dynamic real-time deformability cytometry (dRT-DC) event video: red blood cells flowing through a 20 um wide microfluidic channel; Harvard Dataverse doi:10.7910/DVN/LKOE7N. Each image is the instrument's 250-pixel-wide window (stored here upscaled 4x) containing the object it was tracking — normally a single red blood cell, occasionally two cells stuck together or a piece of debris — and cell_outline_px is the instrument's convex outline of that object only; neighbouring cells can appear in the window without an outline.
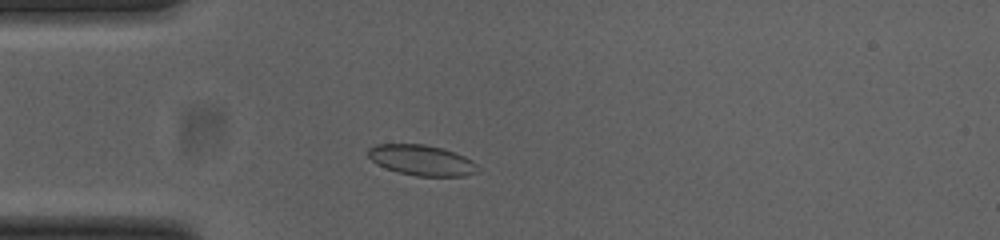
{"species": "common noctule bat (a hibernating species)", "species_latin": "Nyctalus noctula", "temperature_condition": "cold", "stored_images_in_passage": 46, "camera_frame_rate_fps": 3000, "um_per_image_px": 0.085, "animal": {"sex": "female", "body_mass_g": 23.0, "forearm_length_mm": 53.4}, "frame": {"image": 1, "passage_image": 7, "time_ms": 2.0, "image_size_px": [1000, 240], "cell_outline_px": [[480, 172], [464, 176], [416, 176], [396, 172], [376, 164], [368, 156], [368, 148], [376, 144], [424, 144], [444, 148], [456, 152], [472, 160], [480, 168]], "centroid_in_image_um": [35.87, 13.62], "position_along_channel_um": 49.1, "area_um2": 19.83}}
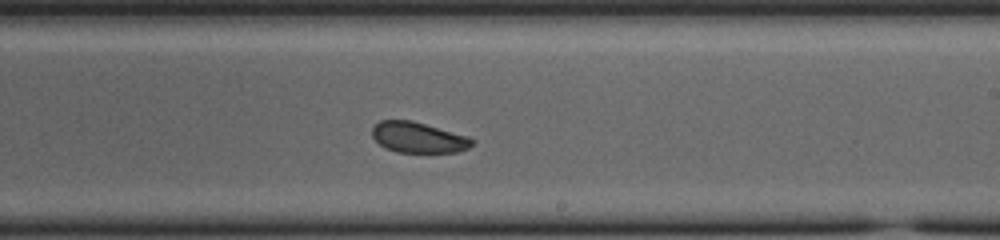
{"frame": {"image": 2, "passage_image": 24, "time_ms": 7.667, "image_size_px": [1000, 240], "cell_outline_px": [[476, 140], [468, 148], [456, 152], [396, 152], [384, 148], [372, 136], [372, 128], [380, 120], [412, 120], [468, 136]], "centroid_in_image_um": [35.55, 11.68], "position_along_channel_um": 253.5, "area_um2": 17.86}}
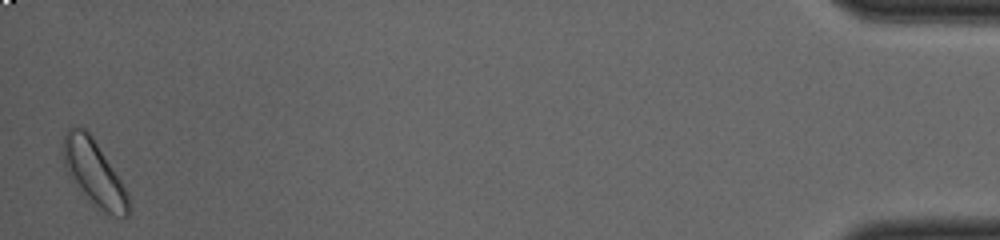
{"frame": {"image": 3, "passage_image": 45, "time_ms": 14.667, "image_size_px": [1000, 240], "cell_outline_px": [[132, 208], [128, 216], [112, 216], [104, 212], [68, 176], [64, 164], [60, 148], [60, 144], [68, 128], [84, 128], [92, 136], [128, 192]], "centroid_in_image_um": [7.99, 14.68], "position_along_channel_um": 427.2, "area_um2": 24.62}, "authors_computed_cell_mechanics": {"area_um2": 19.0451, "velocity_mm_per_s": 3.8108, "shape_relaxation_time_tau1_ms": 3.9801, "shape_relaxation_time_tau2_ms": 1.5023, "deformation_change_tau1": 0.0572, "deformation_change_tau2": 0.0552}}